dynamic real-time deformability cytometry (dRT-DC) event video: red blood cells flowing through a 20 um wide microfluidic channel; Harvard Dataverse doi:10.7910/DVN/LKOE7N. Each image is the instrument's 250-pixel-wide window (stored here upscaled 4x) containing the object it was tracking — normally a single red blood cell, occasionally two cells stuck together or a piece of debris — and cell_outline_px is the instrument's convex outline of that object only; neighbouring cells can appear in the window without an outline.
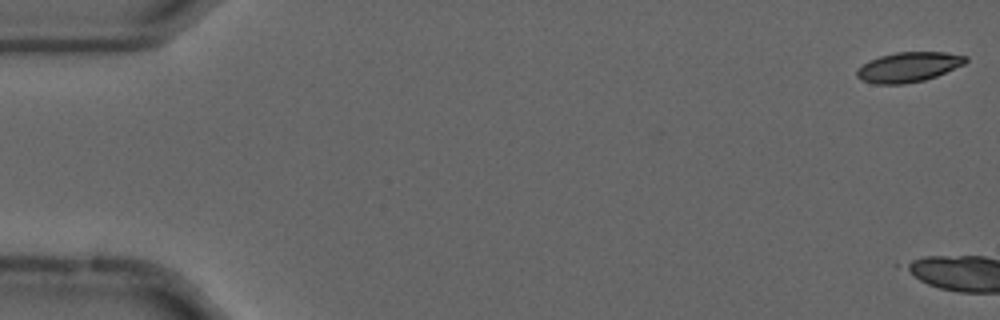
{"species": "common noctule bat (a hibernating species)", "species_latin": "Nyctalus noctula", "temperature_condition": "cold", "stored_images_in_passage": 5, "camera_frame_rate_fps": 3000, "um_per_image_px": 0.085, "animal": {"sex": "male", "forearm_length_mm": 52.5}, "frame": {"image": 1, "passage_image": 1, "time_ms": 0.0, "image_size_px": [1000, 320], "cell_outline_px": [[968, 60], [964, 64], [936, 76], [924, 80], [904, 84], [876, 84], [860, 80], [856, 76], [856, 72], [868, 60], [880, 56], [896, 52], [944, 52], [968, 56]], "centroid_in_image_um": [77.22, 5.7], "position_along_channel_um": 7.8, "area_um2": 18.9}}